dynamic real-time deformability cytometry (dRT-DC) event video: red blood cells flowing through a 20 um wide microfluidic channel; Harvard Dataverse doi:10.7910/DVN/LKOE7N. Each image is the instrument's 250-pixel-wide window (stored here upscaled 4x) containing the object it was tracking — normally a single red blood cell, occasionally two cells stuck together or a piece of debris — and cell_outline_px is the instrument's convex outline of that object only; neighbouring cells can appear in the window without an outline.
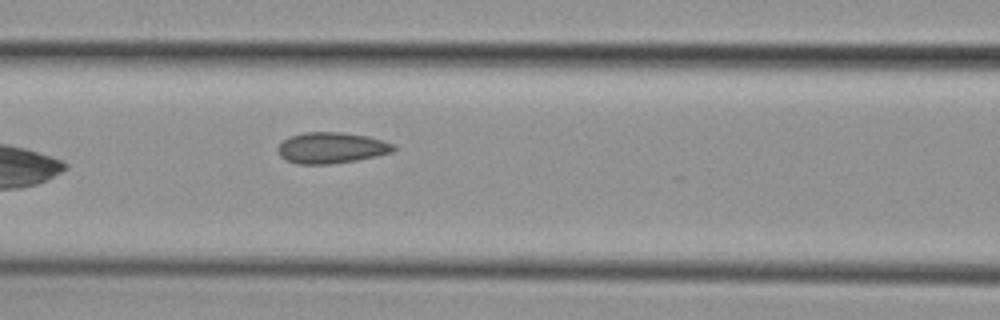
{"species": "common noctule bat (a hibernating species)", "species_latin": "Nyctalus noctula", "temperature_condition": "cold", "stored_images_in_passage": 6, "camera_frame_rate_fps": 3000, "um_per_image_px": 0.085, "animal": {"sex": "female", "body_mass_g": 29.2, "forearm_length_mm": 56.3}, "frame": {"image": 1, "passage_image": 6, "time_ms": 6.0, "image_size_px": [1000, 320], "cell_outline_px": [[396, 148], [392, 152], [376, 156], [356, 160], [332, 164], [300, 164], [284, 160], [280, 156], [276, 148], [284, 140], [292, 136], [304, 132], [340, 132], [368, 136], [384, 140], [392, 144]], "centroid_in_image_um": [28.16, 12.57], "position_along_channel_um": 138.4, "area_um2": 20.92}}